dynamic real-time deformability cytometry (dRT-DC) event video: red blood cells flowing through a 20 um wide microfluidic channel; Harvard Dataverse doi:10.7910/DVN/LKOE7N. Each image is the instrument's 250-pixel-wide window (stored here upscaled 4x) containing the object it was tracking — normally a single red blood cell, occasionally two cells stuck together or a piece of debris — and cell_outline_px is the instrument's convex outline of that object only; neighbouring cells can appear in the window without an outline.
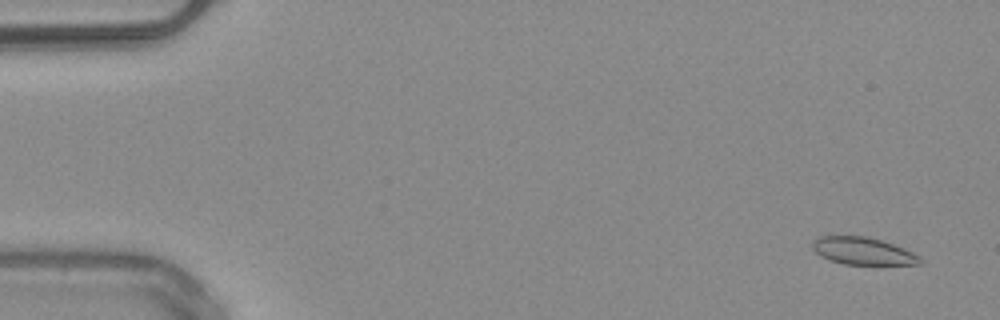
{"species": "common noctule bat (a hibernating species)", "species_latin": "Nyctalus noctula", "temperature_condition": "warm", "stored_images_in_passage": 51, "camera_frame_rate_fps": 3000, "um_per_image_px": 0.085, "animal": {"sex": "male", "body_mass_g": 20.4}, "frame": {"image": 1, "passage_image": 3, "time_ms": 0.667, "image_size_px": [1000, 320], "cell_outline_px": [[924, 260], [920, 264], [844, 264], [820, 256], [812, 248], [812, 240], [820, 236], [868, 236], [904, 248], [920, 256]], "centroid_in_image_um": [73.34, 21.33], "position_along_channel_um": 11.7, "area_um2": 17.05}}
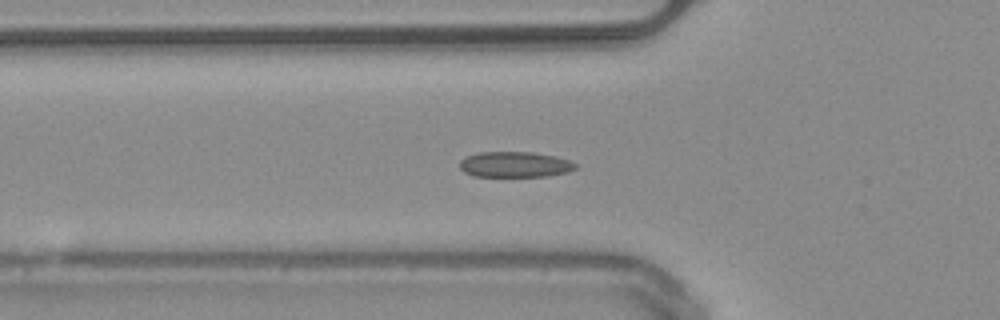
{"frame": {"image": 2, "passage_image": 18, "time_ms": 5.667, "image_size_px": [1000, 320], "cell_outline_px": [[580, 168], [568, 172], [548, 176], [472, 176], [464, 172], [460, 168], [460, 160], [464, 156], [480, 152], [532, 152], [556, 156], [580, 164]], "centroid_in_image_um": [43.81, 13.98], "position_along_channel_um": 82.0, "area_um2": 17.57}}
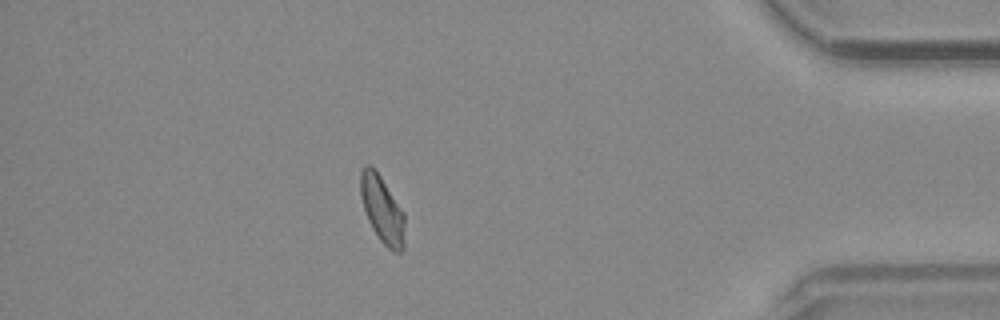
{"frame": {"image": 3, "passage_image": 45, "time_ms": 14.667, "image_size_px": [1000, 320], "cell_outline_px": [[404, 248], [400, 252], [396, 252], [388, 248], [380, 240], [372, 228], [368, 220], [364, 208], [360, 192], [360, 172], [368, 164], [376, 168], [404, 212]], "centroid_in_image_um": [32.49, 17.78], "position_along_channel_um": 402.7, "area_um2": 17.28}, "authors_computed_cell_mechanics": {"area_um2": 17.051, "velocity_mm_per_s": 4.0166, "shape_relaxation_time_tau1_ms": null, "shape_relaxation_time_tau2_ms": 2.6774, "deformation_change_tau1": null, "deformation_change_tau2": 0.0568}}